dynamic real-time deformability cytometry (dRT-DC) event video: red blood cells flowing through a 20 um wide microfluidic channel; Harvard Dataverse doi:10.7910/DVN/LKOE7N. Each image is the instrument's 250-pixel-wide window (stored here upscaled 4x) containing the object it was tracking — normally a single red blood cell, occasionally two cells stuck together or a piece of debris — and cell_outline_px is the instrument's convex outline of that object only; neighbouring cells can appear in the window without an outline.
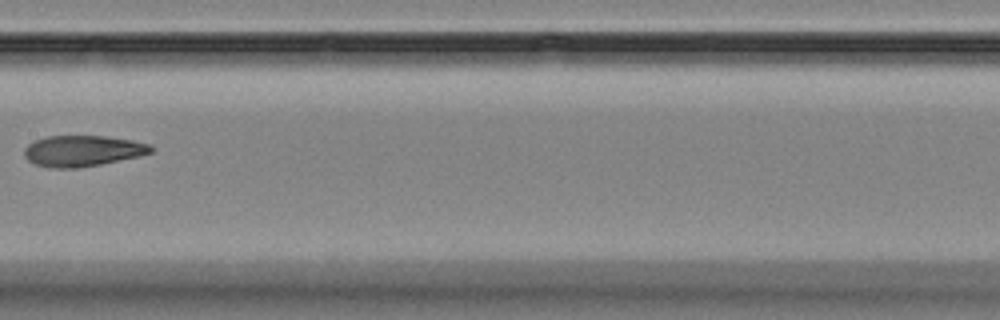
{"species": "Egyptian fruit bat (a non-hibernating species)", "species_latin": "Rousettus aegyptiacus", "temperature_condition": "room temperature", "stored_images_in_passage": 17, "camera_frame_rate_fps": 3000, "um_per_image_px": 0.085, "animal": {"sex": "female"}, "frame": {"image": 1, "passage_image": 10, "time_ms": 10.667, "image_size_px": [1000, 320], "cell_outline_px": [[152, 152], [140, 156], [80, 168], [52, 168], [36, 164], [28, 160], [24, 156], [24, 148], [28, 144], [36, 140], [48, 136], [104, 136], [132, 140], [148, 144], [152, 148]], "centroid_in_image_um": [7.0, 12.83], "position_along_channel_um": 200.4, "area_um2": 22.72}}
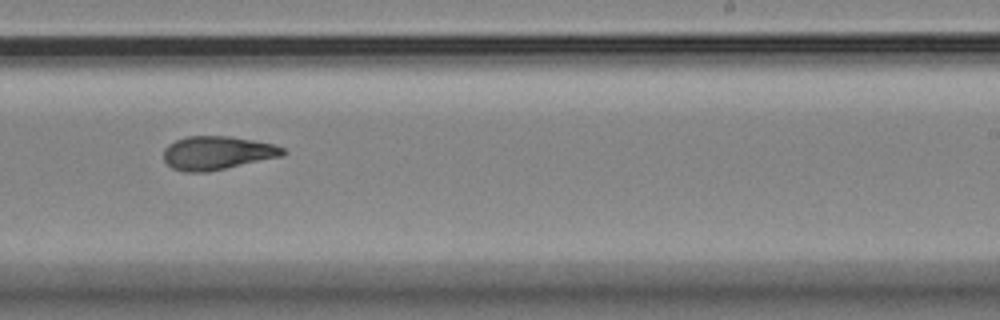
{"frame": {"image": 2, "passage_image": 12, "time_ms": 12.667, "image_size_px": [1000, 320], "cell_outline_px": [[288, 152], [280, 156], [208, 172], [184, 172], [172, 168], [164, 160], [164, 148], [168, 144], [176, 140], [188, 136], [232, 136], [276, 144], [284, 148]], "centroid_in_image_um": [18.46, 12.99], "position_along_channel_um": 270.5, "area_um2": 23.35}, "authors_computed_cell_mechanics": {"area_um2": 22.3108, "velocity_mm_per_s": 3.5361, "shape_relaxation_time_tau1_ms": null, "shape_relaxation_time_tau2_ms": 4.001, "deformation_change_tau1": null, "deformation_change_tau2": 0.1172}}